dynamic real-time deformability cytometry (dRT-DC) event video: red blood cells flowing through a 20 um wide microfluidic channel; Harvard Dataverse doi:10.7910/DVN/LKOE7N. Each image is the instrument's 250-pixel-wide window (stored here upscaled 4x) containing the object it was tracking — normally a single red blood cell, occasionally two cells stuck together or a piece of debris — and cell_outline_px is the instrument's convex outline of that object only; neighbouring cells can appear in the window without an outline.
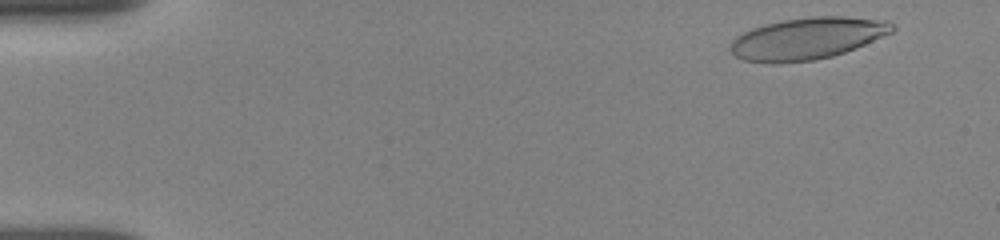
{"species": "human", "species_latin": "Homo sapiens", "temperature_condition": "room temperature", "stored_images_in_passage": 47, "camera_frame_rate_fps": 3000, "um_per_image_px": 0.085, "donor": {"sex": "female"}, "frame": {"image": 1, "passage_image": 3, "time_ms": 0.667, "image_size_px": [1000, 240], "cell_outline_px": [[896, 28], [892, 32], [856, 48], [832, 56], [816, 60], [776, 64], [772, 64], [744, 60], [736, 56], [728, 48], [732, 40], [736, 36], [752, 28], [764, 24], [784, 20], [812, 16], [844, 16], [888, 20]], "centroid_in_image_um": [68.61, 3.27], "position_along_channel_um": 16.4, "area_um2": 39.71}}
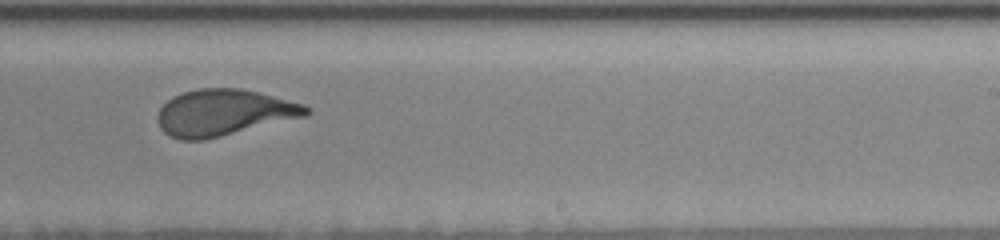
{"frame": {"image": 2, "passage_image": 26, "time_ms": 10.333, "image_size_px": [1000, 240], "cell_outline_px": [[312, 112], [308, 116], [204, 140], [180, 140], [164, 132], [160, 128], [156, 120], [156, 116], [160, 108], [172, 96], [184, 92], [200, 88], [240, 88], [304, 104], [312, 108]], "centroid_in_image_um": [19.03, 9.58], "position_along_channel_um": 270.0, "area_um2": 40.23}}
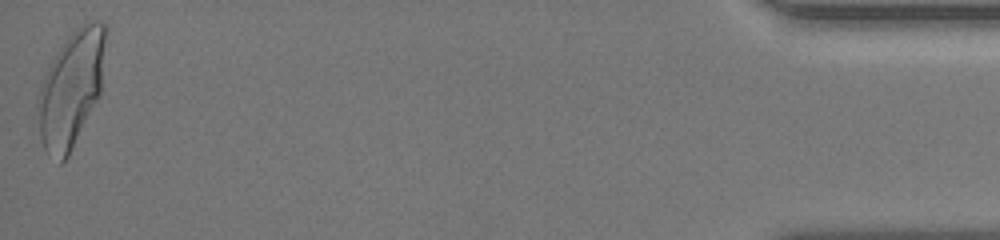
{"frame": {"image": 3, "passage_image": 47, "time_ms": 16.667, "image_size_px": [1000, 240], "cell_outline_px": [[108, 32], [100, 92], [68, 156], [60, 164], [44, 148], [40, 136], [36, 104], [36, 96], [40, 84], [52, 60], [64, 40], [84, 20], [96, 20], [104, 24], [108, 28]], "centroid_in_image_um": [6.05, 7.46], "position_along_channel_um": 429.1, "area_um2": 45.84}, "authors_computed_cell_mechanics": {"area_um2": 40.171, "velocity_mm_per_s": 3.8336, "shape_relaxation_time_tau1_ms": 4.7547, "shape_relaxation_time_tau2_ms": 0.7645, "deformation_change_tau1": 0.2054, "deformation_change_tau2": 0.0876}}